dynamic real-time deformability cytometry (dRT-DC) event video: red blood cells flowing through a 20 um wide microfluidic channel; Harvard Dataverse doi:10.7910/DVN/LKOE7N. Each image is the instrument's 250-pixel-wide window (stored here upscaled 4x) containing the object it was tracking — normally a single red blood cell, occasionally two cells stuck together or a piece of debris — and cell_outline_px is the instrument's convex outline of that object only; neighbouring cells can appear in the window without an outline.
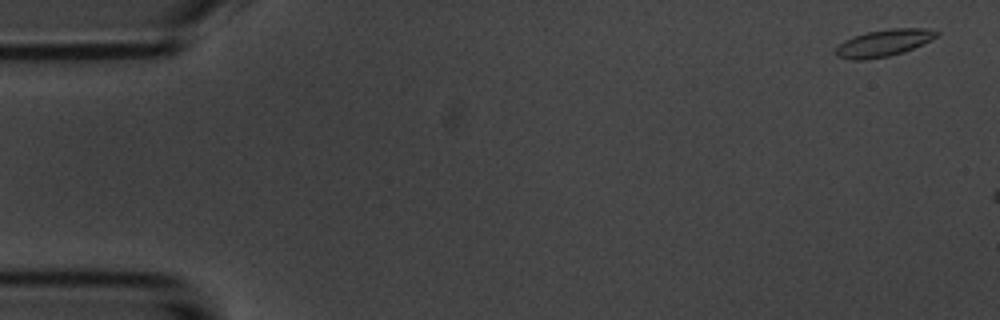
{"species": "common noctule bat (a hibernating species)", "species_latin": "Nyctalus noctula", "temperature_condition": "room temperature", "stored_images_in_passage": 3, "camera_frame_rate_fps": 3000, "um_per_image_px": 0.085, "animal": {"sex": "male", "body_mass_g": 20.1, "forearm_length_mm": 53.5}, "frame": {"image": 1, "passage_image": 1, "time_ms": 0.0, "image_size_px": [1000, 320], "cell_outline_px": [[940, 32], [936, 36], [904, 52], [888, 56], [864, 60], [852, 60], [836, 56], [836, 48], [844, 40], [852, 36], [868, 32], [892, 28], [924, 28]], "centroid_in_image_um": [75.06, 3.65], "position_along_channel_um": 9.9, "area_um2": 15.55}}